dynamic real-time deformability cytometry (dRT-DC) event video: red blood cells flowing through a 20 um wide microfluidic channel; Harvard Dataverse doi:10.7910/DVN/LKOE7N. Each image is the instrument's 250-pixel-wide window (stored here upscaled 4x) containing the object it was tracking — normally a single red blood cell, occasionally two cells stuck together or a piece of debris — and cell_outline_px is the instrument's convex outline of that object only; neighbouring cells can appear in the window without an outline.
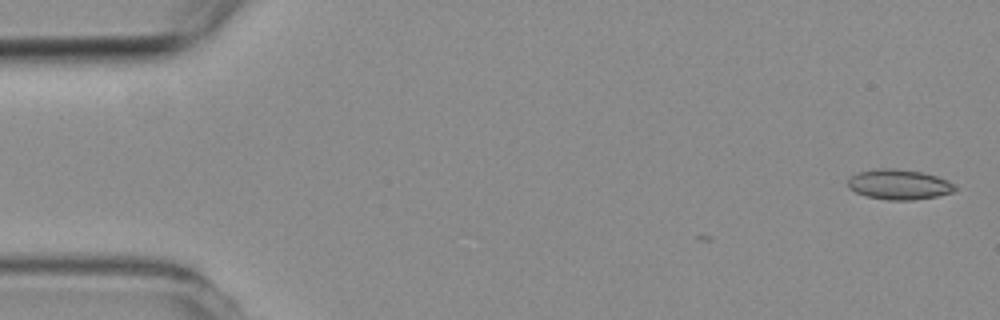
{"species": "common noctule bat (a hibernating species)", "species_latin": "Nyctalus noctula", "temperature_condition": "room temperature", "stored_images_in_passage": 3, "camera_frame_rate_fps": 3000, "um_per_image_px": 0.085, "animal": {"sex": "female", "body_mass_g": 19.3, "forearm_length_mm": 54.1}, "frame": {"image": 1, "passage_image": 1, "time_ms": 0.0, "image_size_px": [1000, 320], "cell_outline_px": [[956, 188], [952, 192], [936, 196], [912, 200], [888, 200], [868, 196], [856, 192], [848, 188], [848, 176], [860, 172], [876, 168], [892, 168], [924, 172], [948, 180], [956, 184]], "centroid_in_image_um": [76.41, 15.67], "position_along_channel_um": 8.6, "area_um2": 18.84}}